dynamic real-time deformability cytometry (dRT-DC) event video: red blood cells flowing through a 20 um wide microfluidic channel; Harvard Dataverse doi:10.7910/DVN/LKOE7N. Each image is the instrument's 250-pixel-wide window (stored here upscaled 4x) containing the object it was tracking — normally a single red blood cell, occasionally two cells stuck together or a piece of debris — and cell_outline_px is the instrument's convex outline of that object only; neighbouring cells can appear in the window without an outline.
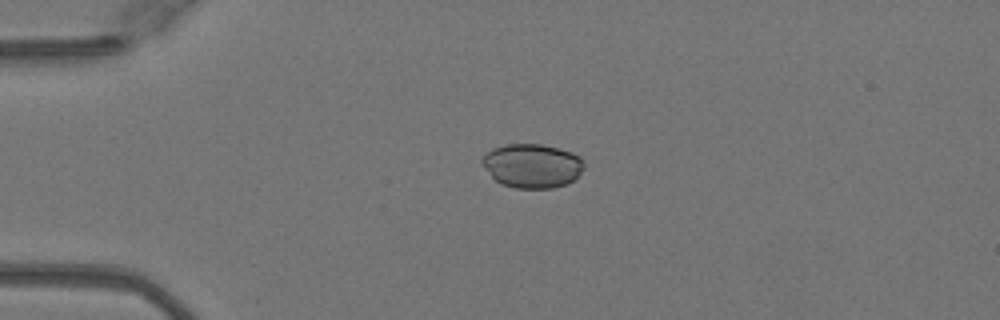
{"species": "Egyptian fruit bat (a non-hibernating species)", "species_latin": "Rousettus aegyptiacus", "temperature_condition": "warm", "stored_images_in_passage": 39, "camera_frame_rate_fps": 3000, "um_per_image_px": 0.085, "animal": {"sex": "female"}, "frame": {"image": 1, "passage_image": 1, "time_ms": 0.0, "image_size_px": [1000, 320], "cell_outline_px": [[584, 168], [568, 184], [552, 188], [516, 188], [500, 184], [480, 164], [480, 160], [492, 148], [504, 144], [540, 144], [572, 152], [580, 156], [584, 164]], "centroid_in_image_um": [45.21, 14.09], "position_along_channel_um": 39.8, "area_um2": 26.18}}
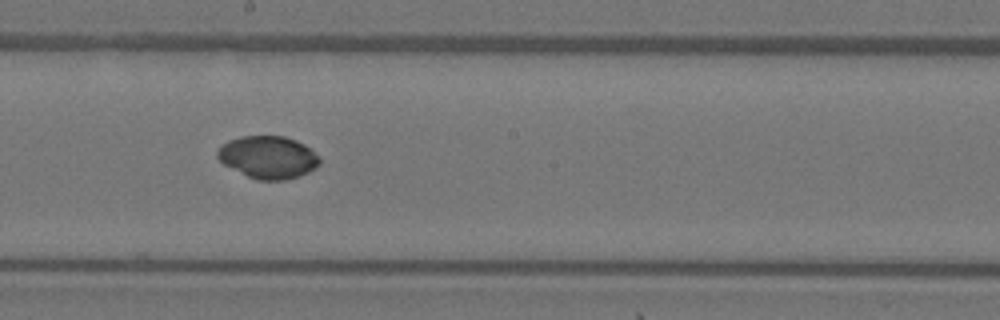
{"frame": {"image": 2, "passage_image": 17, "time_ms": 5.333, "image_size_px": [1000, 320], "cell_outline_px": [[320, 164], [316, 168], [308, 172], [284, 180], [256, 180], [224, 164], [216, 156], [216, 152], [228, 140], [240, 136], [284, 136], [296, 140], [304, 144], [320, 156]], "centroid_in_image_um": [22.81, 13.35], "position_along_channel_um": 225.4, "area_um2": 25.2}}
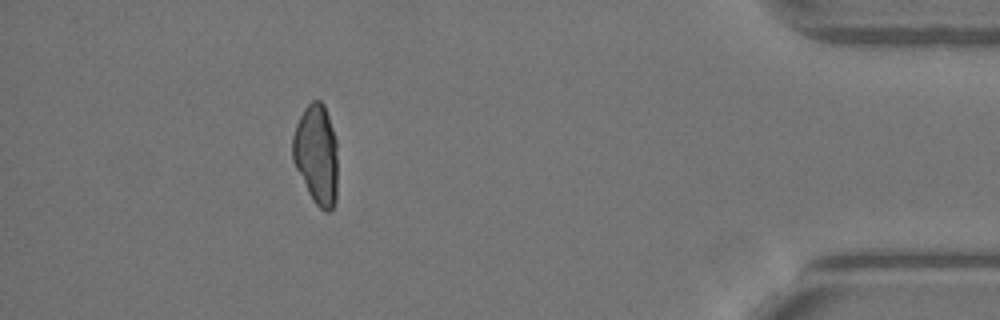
{"frame": {"image": 3, "passage_image": 34, "time_ms": 11.0, "image_size_px": [1000, 320], "cell_outline_px": [[336, 200], [332, 208], [328, 212], [324, 212], [312, 200], [292, 160], [292, 136], [296, 124], [304, 108], [312, 100], [320, 100], [324, 104], [336, 140]], "centroid_in_image_um": [26.88, 13.12], "position_along_channel_um": 408.3, "area_um2": 26.18}, "authors_computed_cell_mechanics": {"area_um2": 25.7788, "velocity_mm_per_s": 4.1004, "shape_relaxation_time_tau1_ms": 10.4983, "shape_relaxation_time_tau2_ms": null, "deformation_change_tau1": 0.1274, "deformation_change_tau2": null}}